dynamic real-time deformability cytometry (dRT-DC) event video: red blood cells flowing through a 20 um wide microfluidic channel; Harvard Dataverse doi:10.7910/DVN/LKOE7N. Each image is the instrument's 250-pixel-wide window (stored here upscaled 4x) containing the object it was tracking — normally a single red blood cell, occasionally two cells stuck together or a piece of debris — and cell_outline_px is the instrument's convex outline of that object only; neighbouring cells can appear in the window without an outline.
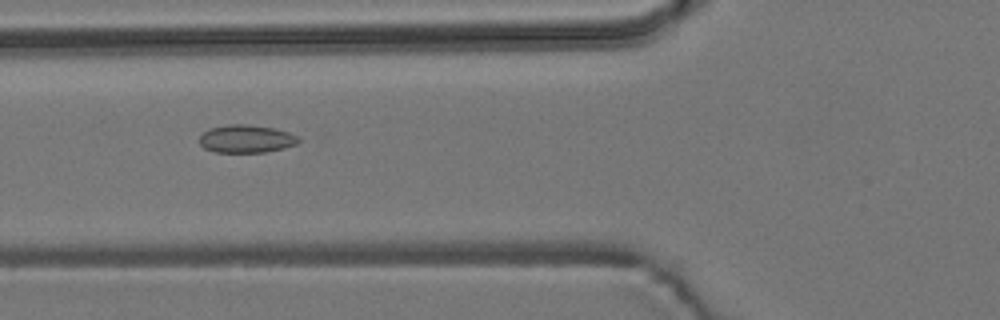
{"species": "common noctule bat (a hibernating species)", "species_latin": "Nyctalus noctula", "temperature_condition": "room temperature", "stored_images_in_passage": 42, "camera_frame_rate_fps": 3000, "um_per_image_px": 0.085, "animal": {"sex": "male", "body_mass_g": 19.2, "forearm_length_mm": 51.8}, "frame": {"image": 1, "passage_image": 8, "time_ms": 2.333, "image_size_px": [1000, 320], "cell_outline_px": [[300, 140], [296, 144], [284, 148], [264, 152], [216, 152], [204, 148], [200, 144], [200, 136], [204, 132], [212, 128], [228, 124], [248, 124], [272, 128], [288, 132], [296, 136]], "centroid_in_image_um": [20.92, 11.8], "position_along_channel_um": 104.9, "area_um2": 15.9}}
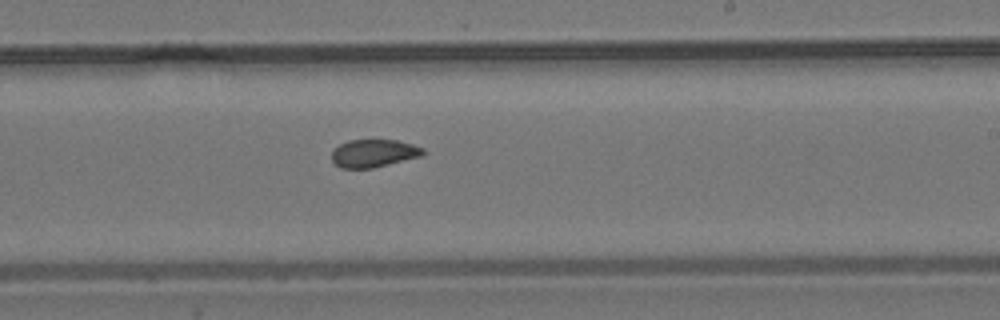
{"frame": {"image": 2, "passage_image": 20, "time_ms": 6.333, "image_size_px": [1000, 320], "cell_outline_px": [[428, 152], [424, 156], [372, 168], [340, 168], [332, 160], [332, 152], [340, 144], [348, 140], [396, 140], [412, 144], [424, 148]], "centroid_in_image_um": [31.83, 13.03], "position_along_channel_um": 257.2, "area_um2": 14.91}}
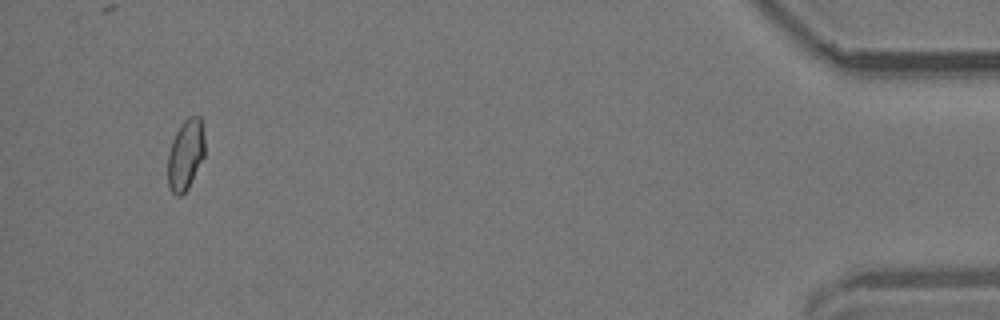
{"frame": {"image": 3, "passage_image": 39, "time_ms": 12.667, "image_size_px": [1000, 320], "cell_outline_px": [[204, 156], [188, 188], [180, 196], [176, 196], [168, 188], [168, 152], [172, 140], [180, 124], [188, 116], [200, 116], [204, 136]], "centroid_in_image_um": [15.76, 13.14], "position_along_channel_um": 419.4, "area_um2": 15.26}, "authors_computed_cell_mechanics": {"area_um2": 15.4326, "velocity_mm_per_s": 3.8195, "shape_relaxation_time_tau1_ms": null, "shape_relaxation_time_tau2_ms": 1.5231, "deformation_change_tau1": null, "deformation_change_tau2": 0.0588}}